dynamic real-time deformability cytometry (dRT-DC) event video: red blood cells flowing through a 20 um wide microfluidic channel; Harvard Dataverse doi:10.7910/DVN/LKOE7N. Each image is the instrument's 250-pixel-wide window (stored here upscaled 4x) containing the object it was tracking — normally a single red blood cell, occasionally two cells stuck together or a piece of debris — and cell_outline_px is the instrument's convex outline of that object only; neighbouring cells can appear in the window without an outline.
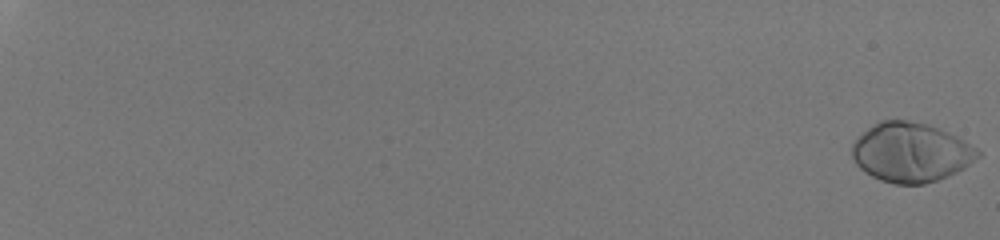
{"species": "human", "species_latin": "Homo sapiens", "temperature_condition": "room temperature", "stored_images_in_passage": 55, "camera_frame_rate_fps": 3000, "um_per_image_px": 0.085, "donor": {"sex": "male"}, "frame": {"image": 1, "passage_image": 1, "time_ms": 0.0, "image_size_px": [1000, 240], "cell_outline_px": [[980, 156], [964, 168], [948, 176], [924, 184], [896, 184], [880, 180], [872, 176], [860, 168], [856, 164], [852, 156], [852, 144], [868, 128], [880, 120], [908, 120], [928, 124], [956, 136], [976, 148], [980, 152]], "centroid_in_image_um": [77.42, 12.95], "position_along_channel_um": 7.6, "area_um2": 43.18}}
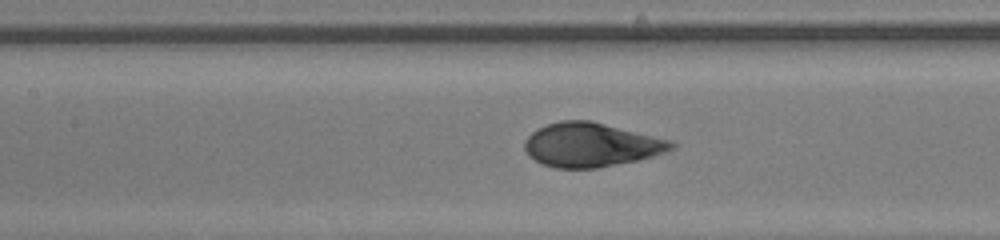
{"frame": {"image": 2, "passage_image": 32, "time_ms": 10.333, "image_size_px": [1000, 240], "cell_outline_px": [[676, 148], [652, 156], [636, 160], [596, 168], [556, 168], [540, 164], [528, 156], [524, 148], [524, 140], [536, 128], [560, 120], [592, 120], [672, 140], [676, 144]], "centroid_in_image_um": [50.22, 12.3], "position_along_channel_um": 157.2, "area_um2": 37.92}}
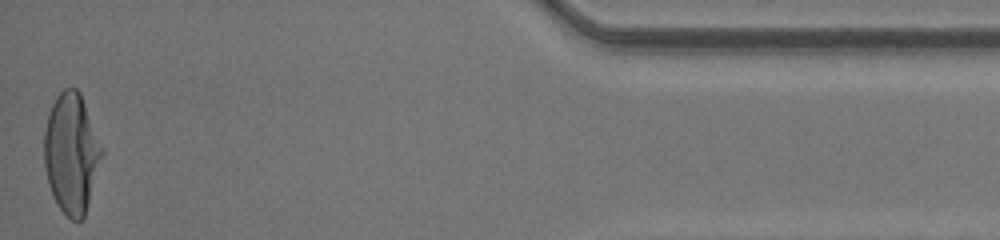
{"frame": {"image": 3, "passage_image": 55, "time_ms": 18.0, "image_size_px": [1000, 240], "cell_outline_px": [[104, 156], [84, 216], [80, 220], [72, 220], [56, 204], [52, 196], [48, 184], [44, 164], [44, 132], [48, 112], [56, 96], [64, 88], [76, 88], [80, 92], [104, 148]], "centroid_in_image_um": [6.08, 13.01], "position_along_channel_um": 429.1, "area_um2": 40.81}, "authors_computed_cell_mechanics": {"area_um2": 39.7086, "velocity_mm_per_s": 4.2551, "shape_relaxation_time_tau1_ms": 3.7925, "shape_relaxation_time_tau2_ms": null, "deformation_change_tau1": 0.2232, "deformation_change_tau2": null}}